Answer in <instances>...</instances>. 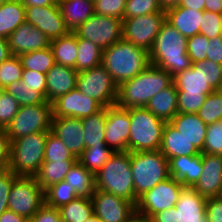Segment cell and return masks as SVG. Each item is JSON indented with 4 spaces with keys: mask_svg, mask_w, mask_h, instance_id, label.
<instances>
[{
    "mask_svg": "<svg viewBox=\"0 0 222 222\" xmlns=\"http://www.w3.org/2000/svg\"><path fill=\"white\" fill-rule=\"evenodd\" d=\"M25 21L43 32L50 41L66 36V28L58 3L43 7L25 6Z\"/></svg>",
    "mask_w": 222,
    "mask_h": 222,
    "instance_id": "15",
    "label": "cell"
},
{
    "mask_svg": "<svg viewBox=\"0 0 222 222\" xmlns=\"http://www.w3.org/2000/svg\"><path fill=\"white\" fill-rule=\"evenodd\" d=\"M158 12H165L159 0H126L124 18H133Z\"/></svg>",
    "mask_w": 222,
    "mask_h": 222,
    "instance_id": "44",
    "label": "cell"
},
{
    "mask_svg": "<svg viewBox=\"0 0 222 222\" xmlns=\"http://www.w3.org/2000/svg\"><path fill=\"white\" fill-rule=\"evenodd\" d=\"M10 141L4 128H0V170L9 167Z\"/></svg>",
    "mask_w": 222,
    "mask_h": 222,
    "instance_id": "57",
    "label": "cell"
},
{
    "mask_svg": "<svg viewBox=\"0 0 222 222\" xmlns=\"http://www.w3.org/2000/svg\"><path fill=\"white\" fill-rule=\"evenodd\" d=\"M23 67L18 56L11 55L0 63V90L22 79Z\"/></svg>",
    "mask_w": 222,
    "mask_h": 222,
    "instance_id": "43",
    "label": "cell"
},
{
    "mask_svg": "<svg viewBox=\"0 0 222 222\" xmlns=\"http://www.w3.org/2000/svg\"><path fill=\"white\" fill-rule=\"evenodd\" d=\"M150 222H176V207L164 209L150 218Z\"/></svg>",
    "mask_w": 222,
    "mask_h": 222,
    "instance_id": "58",
    "label": "cell"
},
{
    "mask_svg": "<svg viewBox=\"0 0 222 222\" xmlns=\"http://www.w3.org/2000/svg\"><path fill=\"white\" fill-rule=\"evenodd\" d=\"M102 108L96 100L74 88L52 103V118L73 117L82 119L99 112Z\"/></svg>",
    "mask_w": 222,
    "mask_h": 222,
    "instance_id": "17",
    "label": "cell"
},
{
    "mask_svg": "<svg viewBox=\"0 0 222 222\" xmlns=\"http://www.w3.org/2000/svg\"><path fill=\"white\" fill-rule=\"evenodd\" d=\"M85 222H104L102 219H99L96 215H93L90 219Z\"/></svg>",
    "mask_w": 222,
    "mask_h": 222,
    "instance_id": "66",
    "label": "cell"
},
{
    "mask_svg": "<svg viewBox=\"0 0 222 222\" xmlns=\"http://www.w3.org/2000/svg\"><path fill=\"white\" fill-rule=\"evenodd\" d=\"M91 200L94 215L104 222H127L136 215L135 204L114 194L95 189Z\"/></svg>",
    "mask_w": 222,
    "mask_h": 222,
    "instance_id": "14",
    "label": "cell"
},
{
    "mask_svg": "<svg viewBox=\"0 0 222 222\" xmlns=\"http://www.w3.org/2000/svg\"><path fill=\"white\" fill-rule=\"evenodd\" d=\"M205 10L222 14V0H205Z\"/></svg>",
    "mask_w": 222,
    "mask_h": 222,
    "instance_id": "61",
    "label": "cell"
},
{
    "mask_svg": "<svg viewBox=\"0 0 222 222\" xmlns=\"http://www.w3.org/2000/svg\"><path fill=\"white\" fill-rule=\"evenodd\" d=\"M177 89L172 83L169 87L155 94L146 105L156 117L169 122L177 113Z\"/></svg>",
    "mask_w": 222,
    "mask_h": 222,
    "instance_id": "29",
    "label": "cell"
},
{
    "mask_svg": "<svg viewBox=\"0 0 222 222\" xmlns=\"http://www.w3.org/2000/svg\"><path fill=\"white\" fill-rule=\"evenodd\" d=\"M183 188L182 183L171 176L159 182L138 197L136 214L150 219L154 214L174 207Z\"/></svg>",
    "mask_w": 222,
    "mask_h": 222,
    "instance_id": "10",
    "label": "cell"
},
{
    "mask_svg": "<svg viewBox=\"0 0 222 222\" xmlns=\"http://www.w3.org/2000/svg\"><path fill=\"white\" fill-rule=\"evenodd\" d=\"M93 4L95 14L124 19L126 0H96Z\"/></svg>",
    "mask_w": 222,
    "mask_h": 222,
    "instance_id": "47",
    "label": "cell"
},
{
    "mask_svg": "<svg viewBox=\"0 0 222 222\" xmlns=\"http://www.w3.org/2000/svg\"><path fill=\"white\" fill-rule=\"evenodd\" d=\"M202 166L201 176L192 188L206 199L222 196V156L202 153Z\"/></svg>",
    "mask_w": 222,
    "mask_h": 222,
    "instance_id": "18",
    "label": "cell"
},
{
    "mask_svg": "<svg viewBox=\"0 0 222 222\" xmlns=\"http://www.w3.org/2000/svg\"><path fill=\"white\" fill-rule=\"evenodd\" d=\"M21 80L27 86L39 87V92L46 97V74L34 70L23 69Z\"/></svg>",
    "mask_w": 222,
    "mask_h": 222,
    "instance_id": "54",
    "label": "cell"
},
{
    "mask_svg": "<svg viewBox=\"0 0 222 222\" xmlns=\"http://www.w3.org/2000/svg\"><path fill=\"white\" fill-rule=\"evenodd\" d=\"M127 222H150V219L136 214Z\"/></svg>",
    "mask_w": 222,
    "mask_h": 222,
    "instance_id": "65",
    "label": "cell"
},
{
    "mask_svg": "<svg viewBox=\"0 0 222 222\" xmlns=\"http://www.w3.org/2000/svg\"><path fill=\"white\" fill-rule=\"evenodd\" d=\"M101 64L119 86L150 65L149 52L122 39L102 51Z\"/></svg>",
    "mask_w": 222,
    "mask_h": 222,
    "instance_id": "3",
    "label": "cell"
},
{
    "mask_svg": "<svg viewBox=\"0 0 222 222\" xmlns=\"http://www.w3.org/2000/svg\"><path fill=\"white\" fill-rule=\"evenodd\" d=\"M29 222H66L60 214L59 209L43 204Z\"/></svg>",
    "mask_w": 222,
    "mask_h": 222,
    "instance_id": "53",
    "label": "cell"
},
{
    "mask_svg": "<svg viewBox=\"0 0 222 222\" xmlns=\"http://www.w3.org/2000/svg\"><path fill=\"white\" fill-rule=\"evenodd\" d=\"M18 57L23 69L34 70L43 74H47L55 64V59L51 47L24 53Z\"/></svg>",
    "mask_w": 222,
    "mask_h": 222,
    "instance_id": "37",
    "label": "cell"
},
{
    "mask_svg": "<svg viewBox=\"0 0 222 222\" xmlns=\"http://www.w3.org/2000/svg\"><path fill=\"white\" fill-rule=\"evenodd\" d=\"M23 22L25 6L19 0H7L0 5V37L8 39Z\"/></svg>",
    "mask_w": 222,
    "mask_h": 222,
    "instance_id": "31",
    "label": "cell"
},
{
    "mask_svg": "<svg viewBox=\"0 0 222 222\" xmlns=\"http://www.w3.org/2000/svg\"><path fill=\"white\" fill-rule=\"evenodd\" d=\"M50 132L58 137L76 158L85 149L81 119L73 117L52 118Z\"/></svg>",
    "mask_w": 222,
    "mask_h": 222,
    "instance_id": "20",
    "label": "cell"
},
{
    "mask_svg": "<svg viewBox=\"0 0 222 222\" xmlns=\"http://www.w3.org/2000/svg\"><path fill=\"white\" fill-rule=\"evenodd\" d=\"M199 64L206 68L207 83L214 90H222V65L207 59Z\"/></svg>",
    "mask_w": 222,
    "mask_h": 222,
    "instance_id": "52",
    "label": "cell"
},
{
    "mask_svg": "<svg viewBox=\"0 0 222 222\" xmlns=\"http://www.w3.org/2000/svg\"><path fill=\"white\" fill-rule=\"evenodd\" d=\"M8 39L0 37V63L10 57Z\"/></svg>",
    "mask_w": 222,
    "mask_h": 222,
    "instance_id": "63",
    "label": "cell"
},
{
    "mask_svg": "<svg viewBox=\"0 0 222 222\" xmlns=\"http://www.w3.org/2000/svg\"><path fill=\"white\" fill-rule=\"evenodd\" d=\"M206 216L209 222H222V196L207 199Z\"/></svg>",
    "mask_w": 222,
    "mask_h": 222,
    "instance_id": "55",
    "label": "cell"
},
{
    "mask_svg": "<svg viewBox=\"0 0 222 222\" xmlns=\"http://www.w3.org/2000/svg\"><path fill=\"white\" fill-rule=\"evenodd\" d=\"M178 113L196 114L204 104L207 95L200 93H177Z\"/></svg>",
    "mask_w": 222,
    "mask_h": 222,
    "instance_id": "49",
    "label": "cell"
},
{
    "mask_svg": "<svg viewBox=\"0 0 222 222\" xmlns=\"http://www.w3.org/2000/svg\"><path fill=\"white\" fill-rule=\"evenodd\" d=\"M66 181L75 189L78 197L91 198L95 190L94 174L76 161L66 174Z\"/></svg>",
    "mask_w": 222,
    "mask_h": 222,
    "instance_id": "33",
    "label": "cell"
},
{
    "mask_svg": "<svg viewBox=\"0 0 222 222\" xmlns=\"http://www.w3.org/2000/svg\"><path fill=\"white\" fill-rule=\"evenodd\" d=\"M61 217L66 222H85L94 215L91 198L77 197L59 208Z\"/></svg>",
    "mask_w": 222,
    "mask_h": 222,
    "instance_id": "36",
    "label": "cell"
},
{
    "mask_svg": "<svg viewBox=\"0 0 222 222\" xmlns=\"http://www.w3.org/2000/svg\"><path fill=\"white\" fill-rule=\"evenodd\" d=\"M187 39L165 21L149 51L150 64L167 71L172 77L189 69L193 63L187 54Z\"/></svg>",
    "mask_w": 222,
    "mask_h": 222,
    "instance_id": "1",
    "label": "cell"
},
{
    "mask_svg": "<svg viewBox=\"0 0 222 222\" xmlns=\"http://www.w3.org/2000/svg\"><path fill=\"white\" fill-rule=\"evenodd\" d=\"M7 0H0V5H2L3 3H5Z\"/></svg>",
    "mask_w": 222,
    "mask_h": 222,
    "instance_id": "67",
    "label": "cell"
},
{
    "mask_svg": "<svg viewBox=\"0 0 222 222\" xmlns=\"http://www.w3.org/2000/svg\"><path fill=\"white\" fill-rule=\"evenodd\" d=\"M129 152L160 150L166 122L146 107L129 108Z\"/></svg>",
    "mask_w": 222,
    "mask_h": 222,
    "instance_id": "7",
    "label": "cell"
},
{
    "mask_svg": "<svg viewBox=\"0 0 222 222\" xmlns=\"http://www.w3.org/2000/svg\"><path fill=\"white\" fill-rule=\"evenodd\" d=\"M169 123L200 152L203 150L207 125L197 114L177 113Z\"/></svg>",
    "mask_w": 222,
    "mask_h": 222,
    "instance_id": "26",
    "label": "cell"
},
{
    "mask_svg": "<svg viewBox=\"0 0 222 222\" xmlns=\"http://www.w3.org/2000/svg\"><path fill=\"white\" fill-rule=\"evenodd\" d=\"M166 21L183 36L189 38L200 33L204 11L174 6L165 10Z\"/></svg>",
    "mask_w": 222,
    "mask_h": 222,
    "instance_id": "25",
    "label": "cell"
},
{
    "mask_svg": "<svg viewBox=\"0 0 222 222\" xmlns=\"http://www.w3.org/2000/svg\"><path fill=\"white\" fill-rule=\"evenodd\" d=\"M8 46L11 55L19 56L50 47V39L38 28L25 21L10 34Z\"/></svg>",
    "mask_w": 222,
    "mask_h": 222,
    "instance_id": "19",
    "label": "cell"
},
{
    "mask_svg": "<svg viewBox=\"0 0 222 222\" xmlns=\"http://www.w3.org/2000/svg\"><path fill=\"white\" fill-rule=\"evenodd\" d=\"M3 90L13 96L20 106L36 105L48 102L46 97L39 92V87L27 86L22 80L14 81Z\"/></svg>",
    "mask_w": 222,
    "mask_h": 222,
    "instance_id": "38",
    "label": "cell"
},
{
    "mask_svg": "<svg viewBox=\"0 0 222 222\" xmlns=\"http://www.w3.org/2000/svg\"><path fill=\"white\" fill-rule=\"evenodd\" d=\"M17 177L9 168L0 170V217L8 210L9 193Z\"/></svg>",
    "mask_w": 222,
    "mask_h": 222,
    "instance_id": "51",
    "label": "cell"
},
{
    "mask_svg": "<svg viewBox=\"0 0 222 222\" xmlns=\"http://www.w3.org/2000/svg\"><path fill=\"white\" fill-rule=\"evenodd\" d=\"M203 170L202 153L193 156H178L169 160V174L184 187H193Z\"/></svg>",
    "mask_w": 222,
    "mask_h": 222,
    "instance_id": "24",
    "label": "cell"
},
{
    "mask_svg": "<svg viewBox=\"0 0 222 222\" xmlns=\"http://www.w3.org/2000/svg\"><path fill=\"white\" fill-rule=\"evenodd\" d=\"M199 34L206 36L208 39L222 36L221 15L204 10Z\"/></svg>",
    "mask_w": 222,
    "mask_h": 222,
    "instance_id": "50",
    "label": "cell"
},
{
    "mask_svg": "<svg viewBox=\"0 0 222 222\" xmlns=\"http://www.w3.org/2000/svg\"><path fill=\"white\" fill-rule=\"evenodd\" d=\"M113 154L114 152L107 145L102 148L92 146L85 148L77 161L95 175Z\"/></svg>",
    "mask_w": 222,
    "mask_h": 222,
    "instance_id": "39",
    "label": "cell"
},
{
    "mask_svg": "<svg viewBox=\"0 0 222 222\" xmlns=\"http://www.w3.org/2000/svg\"><path fill=\"white\" fill-rule=\"evenodd\" d=\"M24 6H38L43 7L47 5H56L57 0H19Z\"/></svg>",
    "mask_w": 222,
    "mask_h": 222,
    "instance_id": "62",
    "label": "cell"
},
{
    "mask_svg": "<svg viewBox=\"0 0 222 222\" xmlns=\"http://www.w3.org/2000/svg\"><path fill=\"white\" fill-rule=\"evenodd\" d=\"M55 63L76 69L78 55L77 35L69 32L66 36L50 41Z\"/></svg>",
    "mask_w": 222,
    "mask_h": 222,
    "instance_id": "32",
    "label": "cell"
},
{
    "mask_svg": "<svg viewBox=\"0 0 222 222\" xmlns=\"http://www.w3.org/2000/svg\"><path fill=\"white\" fill-rule=\"evenodd\" d=\"M74 33L79 38L92 41L104 50L122 40V20L94 13Z\"/></svg>",
    "mask_w": 222,
    "mask_h": 222,
    "instance_id": "13",
    "label": "cell"
},
{
    "mask_svg": "<svg viewBox=\"0 0 222 222\" xmlns=\"http://www.w3.org/2000/svg\"><path fill=\"white\" fill-rule=\"evenodd\" d=\"M77 197L75 189L64 180L44 190V203L56 209L70 203Z\"/></svg>",
    "mask_w": 222,
    "mask_h": 222,
    "instance_id": "40",
    "label": "cell"
},
{
    "mask_svg": "<svg viewBox=\"0 0 222 222\" xmlns=\"http://www.w3.org/2000/svg\"><path fill=\"white\" fill-rule=\"evenodd\" d=\"M209 39L202 35L196 34L187 39V54L192 63H200L207 57Z\"/></svg>",
    "mask_w": 222,
    "mask_h": 222,
    "instance_id": "48",
    "label": "cell"
},
{
    "mask_svg": "<svg viewBox=\"0 0 222 222\" xmlns=\"http://www.w3.org/2000/svg\"><path fill=\"white\" fill-rule=\"evenodd\" d=\"M0 222H29V220L11 210H6L2 213Z\"/></svg>",
    "mask_w": 222,
    "mask_h": 222,
    "instance_id": "59",
    "label": "cell"
},
{
    "mask_svg": "<svg viewBox=\"0 0 222 222\" xmlns=\"http://www.w3.org/2000/svg\"><path fill=\"white\" fill-rule=\"evenodd\" d=\"M206 59L222 65V36L209 39Z\"/></svg>",
    "mask_w": 222,
    "mask_h": 222,
    "instance_id": "56",
    "label": "cell"
},
{
    "mask_svg": "<svg viewBox=\"0 0 222 222\" xmlns=\"http://www.w3.org/2000/svg\"><path fill=\"white\" fill-rule=\"evenodd\" d=\"M160 151L168 161L173 157L193 156L201 153L169 122H166L164 126Z\"/></svg>",
    "mask_w": 222,
    "mask_h": 222,
    "instance_id": "27",
    "label": "cell"
},
{
    "mask_svg": "<svg viewBox=\"0 0 222 222\" xmlns=\"http://www.w3.org/2000/svg\"><path fill=\"white\" fill-rule=\"evenodd\" d=\"M107 108H102L99 112L81 119L84 130L85 148L92 146H106L105 125Z\"/></svg>",
    "mask_w": 222,
    "mask_h": 222,
    "instance_id": "30",
    "label": "cell"
},
{
    "mask_svg": "<svg viewBox=\"0 0 222 222\" xmlns=\"http://www.w3.org/2000/svg\"><path fill=\"white\" fill-rule=\"evenodd\" d=\"M201 153L222 156V121L207 125V133Z\"/></svg>",
    "mask_w": 222,
    "mask_h": 222,
    "instance_id": "45",
    "label": "cell"
},
{
    "mask_svg": "<svg viewBox=\"0 0 222 222\" xmlns=\"http://www.w3.org/2000/svg\"><path fill=\"white\" fill-rule=\"evenodd\" d=\"M206 124L210 125L222 121V90H214L196 113Z\"/></svg>",
    "mask_w": 222,
    "mask_h": 222,
    "instance_id": "41",
    "label": "cell"
},
{
    "mask_svg": "<svg viewBox=\"0 0 222 222\" xmlns=\"http://www.w3.org/2000/svg\"><path fill=\"white\" fill-rule=\"evenodd\" d=\"M182 0H159V3L163 10L169 9L174 6L180 5Z\"/></svg>",
    "mask_w": 222,
    "mask_h": 222,
    "instance_id": "64",
    "label": "cell"
},
{
    "mask_svg": "<svg viewBox=\"0 0 222 222\" xmlns=\"http://www.w3.org/2000/svg\"><path fill=\"white\" fill-rule=\"evenodd\" d=\"M19 108L20 105L13 96L0 90V128L5 129L8 126Z\"/></svg>",
    "mask_w": 222,
    "mask_h": 222,
    "instance_id": "46",
    "label": "cell"
},
{
    "mask_svg": "<svg viewBox=\"0 0 222 222\" xmlns=\"http://www.w3.org/2000/svg\"><path fill=\"white\" fill-rule=\"evenodd\" d=\"M130 164L137 198L170 177L169 161L160 150L130 152Z\"/></svg>",
    "mask_w": 222,
    "mask_h": 222,
    "instance_id": "6",
    "label": "cell"
},
{
    "mask_svg": "<svg viewBox=\"0 0 222 222\" xmlns=\"http://www.w3.org/2000/svg\"><path fill=\"white\" fill-rule=\"evenodd\" d=\"M95 189L114 194L136 205L132 178L130 152H114L103 167L94 175Z\"/></svg>",
    "mask_w": 222,
    "mask_h": 222,
    "instance_id": "4",
    "label": "cell"
},
{
    "mask_svg": "<svg viewBox=\"0 0 222 222\" xmlns=\"http://www.w3.org/2000/svg\"><path fill=\"white\" fill-rule=\"evenodd\" d=\"M76 88L103 108L116 105L118 86L102 64L79 72Z\"/></svg>",
    "mask_w": 222,
    "mask_h": 222,
    "instance_id": "9",
    "label": "cell"
},
{
    "mask_svg": "<svg viewBox=\"0 0 222 222\" xmlns=\"http://www.w3.org/2000/svg\"><path fill=\"white\" fill-rule=\"evenodd\" d=\"M173 84L177 93L211 94L214 89L207 83L206 68L199 63H193L189 69L173 76Z\"/></svg>",
    "mask_w": 222,
    "mask_h": 222,
    "instance_id": "23",
    "label": "cell"
},
{
    "mask_svg": "<svg viewBox=\"0 0 222 222\" xmlns=\"http://www.w3.org/2000/svg\"><path fill=\"white\" fill-rule=\"evenodd\" d=\"M129 109L117 105L107 107L105 142L113 152L129 151Z\"/></svg>",
    "mask_w": 222,
    "mask_h": 222,
    "instance_id": "16",
    "label": "cell"
},
{
    "mask_svg": "<svg viewBox=\"0 0 222 222\" xmlns=\"http://www.w3.org/2000/svg\"><path fill=\"white\" fill-rule=\"evenodd\" d=\"M76 161L43 162L38 174L35 176L43 190L61 182Z\"/></svg>",
    "mask_w": 222,
    "mask_h": 222,
    "instance_id": "34",
    "label": "cell"
},
{
    "mask_svg": "<svg viewBox=\"0 0 222 222\" xmlns=\"http://www.w3.org/2000/svg\"><path fill=\"white\" fill-rule=\"evenodd\" d=\"M53 161H77V158L58 137L49 132L45 143L44 162Z\"/></svg>",
    "mask_w": 222,
    "mask_h": 222,
    "instance_id": "42",
    "label": "cell"
},
{
    "mask_svg": "<svg viewBox=\"0 0 222 222\" xmlns=\"http://www.w3.org/2000/svg\"><path fill=\"white\" fill-rule=\"evenodd\" d=\"M173 83V77L155 65H148L131 80L118 86L116 105L121 108L146 107L150 99Z\"/></svg>",
    "mask_w": 222,
    "mask_h": 222,
    "instance_id": "2",
    "label": "cell"
},
{
    "mask_svg": "<svg viewBox=\"0 0 222 222\" xmlns=\"http://www.w3.org/2000/svg\"><path fill=\"white\" fill-rule=\"evenodd\" d=\"M77 46L76 70L78 73L101 65L103 50L98 45L77 36Z\"/></svg>",
    "mask_w": 222,
    "mask_h": 222,
    "instance_id": "35",
    "label": "cell"
},
{
    "mask_svg": "<svg viewBox=\"0 0 222 222\" xmlns=\"http://www.w3.org/2000/svg\"><path fill=\"white\" fill-rule=\"evenodd\" d=\"M66 28L70 32L86 22L94 13V4L89 0H58Z\"/></svg>",
    "mask_w": 222,
    "mask_h": 222,
    "instance_id": "28",
    "label": "cell"
},
{
    "mask_svg": "<svg viewBox=\"0 0 222 222\" xmlns=\"http://www.w3.org/2000/svg\"><path fill=\"white\" fill-rule=\"evenodd\" d=\"M165 21V12L124 18L122 20V39L149 52Z\"/></svg>",
    "mask_w": 222,
    "mask_h": 222,
    "instance_id": "12",
    "label": "cell"
},
{
    "mask_svg": "<svg viewBox=\"0 0 222 222\" xmlns=\"http://www.w3.org/2000/svg\"><path fill=\"white\" fill-rule=\"evenodd\" d=\"M180 7H185L188 9H195L196 11L205 10V0H182L179 5Z\"/></svg>",
    "mask_w": 222,
    "mask_h": 222,
    "instance_id": "60",
    "label": "cell"
},
{
    "mask_svg": "<svg viewBox=\"0 0 222 222\" xmlns=\"http://www.w3.org/2000/svg\"><path fill=\"white\" fill-rule=\"evenodd\" d=\"M44 204V190L36 177L18 176L11 188L8 210L30 220Z\"/></svg>",
    "mask_w": 222,
    "mask_h": 222,
    "instance_id": "11",
    "label": "cell"
},
{
    "mask_svg": "<svg viewBox=\"0 0 222 222\" xmlns=\"http://www.w3.org/2000/svg\"><path fill=\"white\" fill-rule=\"evenodd\" d=\"M78 72L76 69L54 64L46 74V99L53 103L56 99L76 88Z\"/></svg>",
    "mask_w": 222,
    "mask_h": 222,
    "instance_id": "22",
    "label": "cell"
},
{
    "mask_svg": "<svg viewBox=\"0 0 222 222\" xmlns=\"http://www.w3.org/2000/svg\"><path fill=\"white\" fill-rule=\"evenodd\" d=\"M49 132L30 134L10 142L9 169L17 176L35 177L44 162Z\"/></svg>",
    "mask_w": 222,
    "mask_h": 222,
    "instance_id": "5",
    "label": "cell"
},
{
    "mask_svg": "<svg viewBox=\"0 0 222 222\" xmlns=\"http://www.w3.org/2000/svg\"><path fill=\"white\" fill-rule=\"evenodd\" d=\"M206 202L192 187H184L175 205L176 222H209Z\"/></svg>",
    "mask_w": 222,
    "mask_h": 222,
    "instance_id": "21",
    "label": "cell"
},
{
    "mask_svg": "<svg viewBox=\"0 0 222 222\" xmlns=\"http://www.w3.org/2000/svg\"><path fill=\"white\" fill-rule=\"evenodd\" d=\"M53 117L52 103L20 106L17 114L5 128L9 141L35 134L50 132Z\"/></svg>",
    "mask_w": 222,
    "mask_h": 222,
    "instance_id": "8",
    "label": "cell"
}]
</instances>
